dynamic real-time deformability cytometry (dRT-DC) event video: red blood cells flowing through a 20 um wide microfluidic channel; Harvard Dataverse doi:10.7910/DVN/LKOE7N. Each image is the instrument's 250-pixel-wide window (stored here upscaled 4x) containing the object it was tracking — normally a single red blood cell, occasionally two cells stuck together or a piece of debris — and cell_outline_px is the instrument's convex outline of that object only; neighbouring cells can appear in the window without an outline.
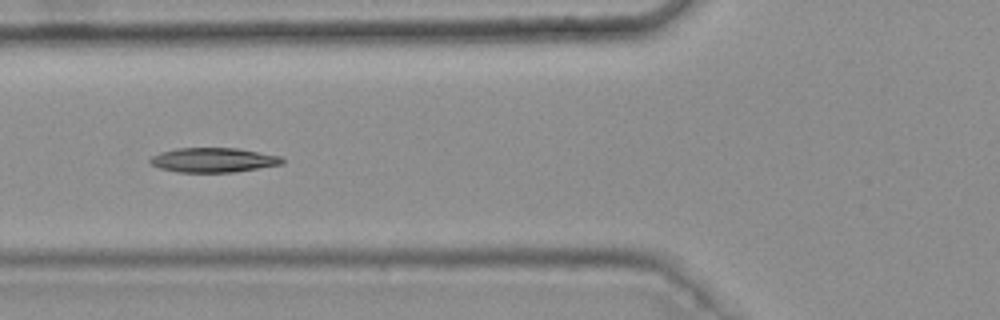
{"species": "common noctule bat (a hibernating species)", "species_latin": "Nyctalus noctula", "temperature_condition": "warm", "stored_images_in_passage": 38, "camera_frame_rate_fps": 3000, "um_per_image_px": 0.085, "animal": {"sex": "female", "body_mass_g": 25.1}, "frame": {"image": 1, "passage_image": 12, "time_ms": 3.667, "image_size_px": [1000, 320], "cell_outline_px": [[284, 164], [236, 172], [176, 172], [160, 168], [148, 164], [148, 160], [152, 156], [160, 152], [176, 148], [236, 148], [284, 156]], "centroid_in_image_um": [18.15, 13.6], "position_along_channel_um": 107.7, "area_um2": 19.19}}
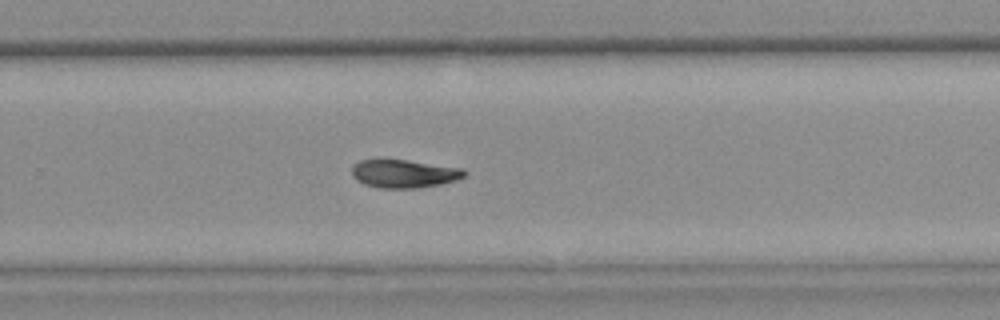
{"frame": {"image": 2, "passage_image": 27, "time_ms": 8.667, "image_size_px": [1000, 320], "cell_outline_px": [[464, 176], [456, 180], [440, 184], [416, 188], [380, 188], [364, 184], [356, 180], [352, 176], [352, 164], [360, 160], [376, 156], [464, 168]], "centroid_in_image_um": [34.24, 14.72], "position_along_channel_um": 295.6, "area_um2": 19.02}}